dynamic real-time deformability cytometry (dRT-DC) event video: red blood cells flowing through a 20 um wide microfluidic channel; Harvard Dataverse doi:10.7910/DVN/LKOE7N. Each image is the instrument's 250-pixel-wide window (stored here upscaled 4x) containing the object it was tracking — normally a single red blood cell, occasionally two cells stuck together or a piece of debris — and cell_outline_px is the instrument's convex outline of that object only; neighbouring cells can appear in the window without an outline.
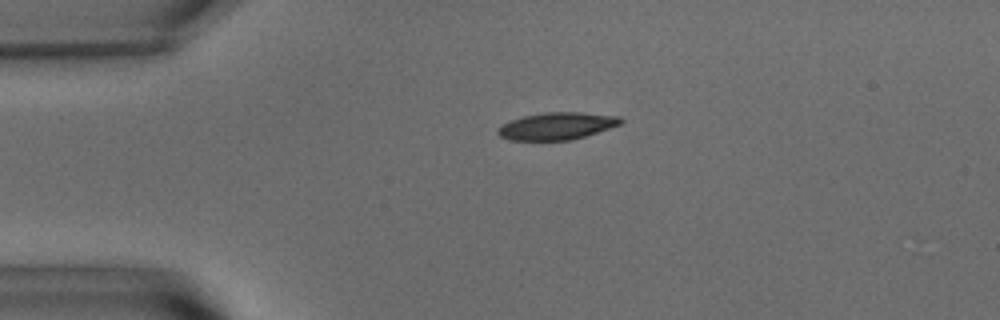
{"species": "common noctule bat (a hibernating species)", "species_latin": "Nyctalus noctula", "temperature_condition": "warm", "stored_images_in_passage": 45, "camera_frame_rate_fps": 3000, "um_per_image_px": 0.085, "animal": {"sex": "male", "body_mass_g": 15.6}, "frame": {"image": 1, "passage_image": 2, "time_ms": 0.333, "image_size_px": [1000, 320], "cell_outline_px": [[624, 120], [620, 124], [572, 140], [508, 140], [500, 136], [496, 132], [504, 124], [512, 120], [524, 116], [544, 112], [580, 112], [620, 116]], "centroid_in_image_um": [47.34, 10.71], "position_along_channel_um": 37.7, "area_um2": 19.25}}
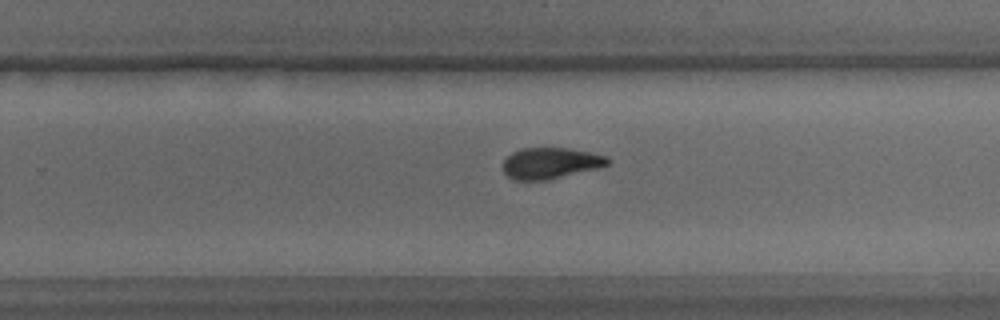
{"frame": {"image": 2, "passage_image": 25, "time_ms": 8.0, "image_size_px": [1000, 320], "cell_outline_px": [[612, 160], [608, 164], [596, 168], [548, 180], [512, 180], [504, 172], [504, 160], [512, 152], [520, 148], [568, 148], [592, 152], [608, 156]], "centroid_in_image_um": [46.8, 13.86], "position_along_channel_um": 283.0, "area_um2": 19.02}}
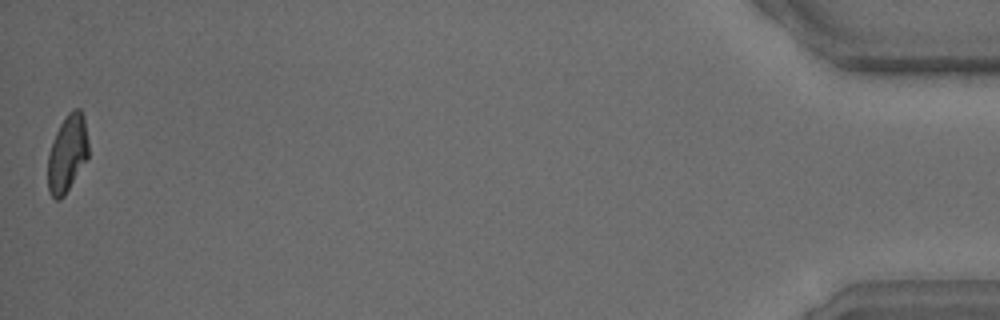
{"frame": {"image": 3, "passage_image": 45, "time_ms": 14.667, "image_size_px": [1000, 320], "cell_outline_px": [[88, 156], [64, 196], [60, 200], [56, 200], [48, 192], [48, 152], [56, 132], [60, 124], [68, 112], [72, 108], [80, 108], [84, 116], [88, 140]], "centroid_in_image_um": [5.71, 13.02], "position_along_channel_um": 429.5, "area_um2": 18.26}, "authors_computed_cell_mechanics": {"area_um2": 19.7098, "velocity_mm_per_s": 3.611, "shape_relaxation_time_tau1_ms": 4.2769, "shape_relaxation_time_tau2_ms": 2.6359, "deformation_change_tau1": 0.1702, "deformation_change_tau2": 0.0893}}